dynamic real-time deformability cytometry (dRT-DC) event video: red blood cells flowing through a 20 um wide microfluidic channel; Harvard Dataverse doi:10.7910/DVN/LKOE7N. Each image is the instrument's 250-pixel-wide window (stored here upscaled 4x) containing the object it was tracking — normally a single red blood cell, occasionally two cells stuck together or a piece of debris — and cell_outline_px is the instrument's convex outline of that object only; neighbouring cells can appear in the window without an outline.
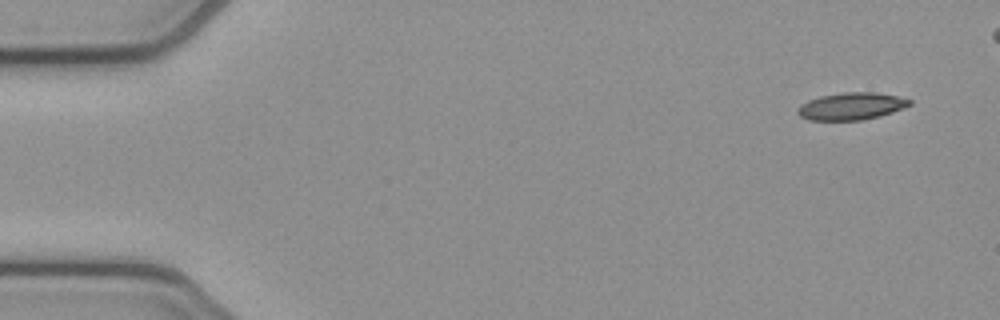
{"species": "common noctule bat (a hibernating species)", "species_latin": "Nyctalus noctula", "temperature_condition": "cold", "stored_images_in_passage": 5, "camera_frame_rate_fps": 3000, "um_per_image_px": 0.085, "animal": {"sex": "female", "body_mass_g": 21.9}, "frame": {"image": 1, "passage_image": 1, "time_ms": 0.0, "image_size_px": [1000, 320], "cell_outline_px": [[912, 104], [892, 112], [880, 116], [864, 120], [808, 120], [800, 116], [796, 112], [796, 108], [800, 104], [808, 100], [820, 96], [844, 92], [876, 92], [900, 96], [912, 100]], "centroid_in_image_um": [72.35, 9.02], "position_along_channel_um": 12.6, "area_um2": 17.98}}